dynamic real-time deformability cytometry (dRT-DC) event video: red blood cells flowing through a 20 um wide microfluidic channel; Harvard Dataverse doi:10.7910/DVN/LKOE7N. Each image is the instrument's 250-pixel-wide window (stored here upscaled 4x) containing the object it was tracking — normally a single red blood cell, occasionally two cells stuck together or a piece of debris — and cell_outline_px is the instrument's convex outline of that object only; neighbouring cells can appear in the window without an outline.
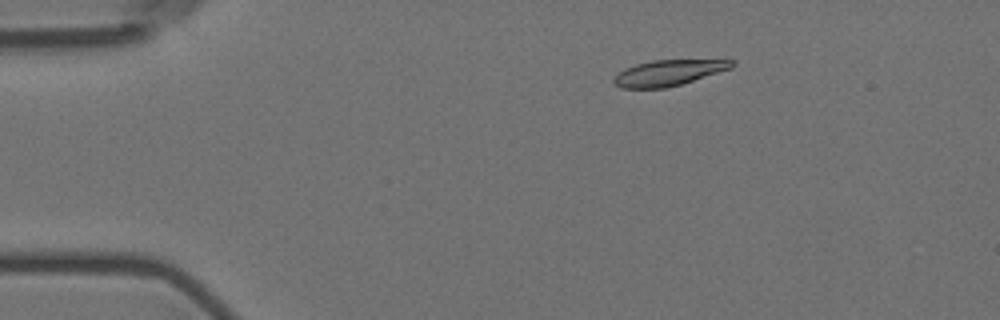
{"species": "Egyptian fruit bat (a non-hibernating species)", "species_latin": "Rousettus aegyptiacus", "temperature_condition": "room temperature", "stored_images_in_passage": 5, "camera_frame_rate_fps": 3000, "um_per_image_px": 0.085, "animal": {"sex": "female"}, "frame": {"image": 1, "passage_image": 3, "time_ms": 2.333, "image_size_px": [1000, 320], "cell_outline_px": [[736, 64], [732, 68], [668, 88], [620, 88], [612, 80], [624, 68], [636, 64], [652, 60], [736, 60]], "centroid_in_image_um": [56.84, 6.18], "position_along_channel_um": 28.2, "area_um2": 17.63}}